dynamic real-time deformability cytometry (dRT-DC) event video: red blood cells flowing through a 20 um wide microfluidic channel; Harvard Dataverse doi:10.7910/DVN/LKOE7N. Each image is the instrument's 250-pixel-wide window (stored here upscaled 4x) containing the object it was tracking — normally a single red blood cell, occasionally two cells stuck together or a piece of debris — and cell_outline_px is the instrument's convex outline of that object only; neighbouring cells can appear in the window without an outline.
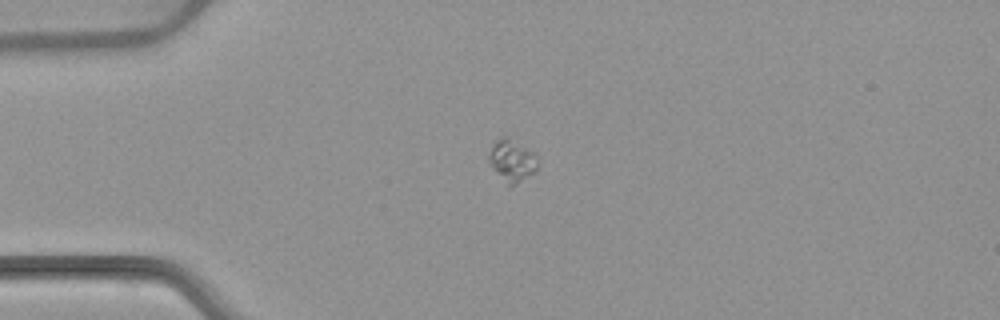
{"species": "common noctule bat (a hibernating species)", "species_latin": "Nyctalus noctula", "temperature_condition": "warm", "stored_images_in_passage": 4, "camera_frame_rate_fps": 3000, "um_per_image_px": 0.085, "animal": {"sex": "female", "body_mass_g": 22.7, "forearm_length_mm": 54.2}, "frame": {"image": 1, "passage_image": 3, "time_ms": 2.667, "image_size_px": [1000, 320], "cell_outline_px": [[536, 172], [516, 184], [508, 184], [492, 168], [488, 160], [488, 156], [496, 140], [500, 136], [508, 136], [536, 152]], "centroid_in_image_um": [43.54, 13.61], "position_along_channel_um": 41.5, "area_um2": 11.91}}